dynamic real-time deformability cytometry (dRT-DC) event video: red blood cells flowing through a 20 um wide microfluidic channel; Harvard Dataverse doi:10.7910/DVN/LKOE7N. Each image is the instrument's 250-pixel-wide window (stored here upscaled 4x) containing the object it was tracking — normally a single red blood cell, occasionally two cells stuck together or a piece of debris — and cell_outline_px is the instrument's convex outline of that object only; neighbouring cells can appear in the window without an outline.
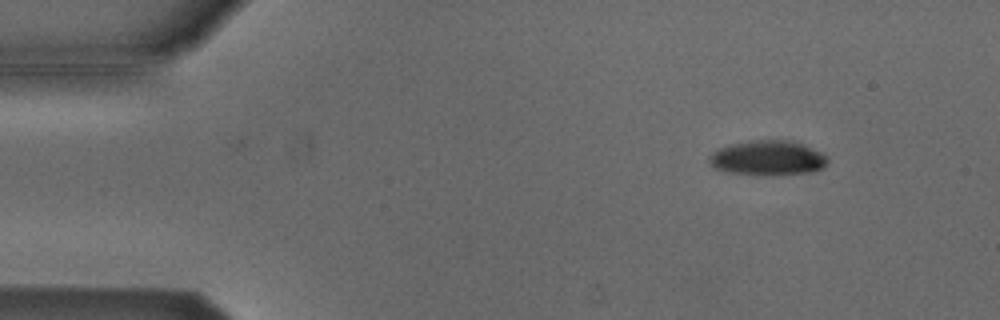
{"species": "Egyptian fruit bat (a non-hibernating species)", "species_latin": "Rousettus aegyptiacus", "temperature_condition": "cold", "stored_images_in_passage": 4, "camera_frame_rate_fps": 3000, "um_per_image_px": 0.085, "animal": {"sex": "male"}, "frame": {"image": 1, "passage_image": 1, "time_ms": 0.0, "image_size_px": [1000, 320], "cell_outline_px": [[828, 164], [824, 168], [812, 172], [772, 176], [728, 172], [712, 168], [708, 164], [708, 156], [712, 152], [720, 148], [732, 144], [752, 140], [792, 140], [820, 152], [828, 156]], "centroid_in_image_um": [65.26, 13.45], "position_along_channel_um": 19.7, "area_um2": 24.39}}